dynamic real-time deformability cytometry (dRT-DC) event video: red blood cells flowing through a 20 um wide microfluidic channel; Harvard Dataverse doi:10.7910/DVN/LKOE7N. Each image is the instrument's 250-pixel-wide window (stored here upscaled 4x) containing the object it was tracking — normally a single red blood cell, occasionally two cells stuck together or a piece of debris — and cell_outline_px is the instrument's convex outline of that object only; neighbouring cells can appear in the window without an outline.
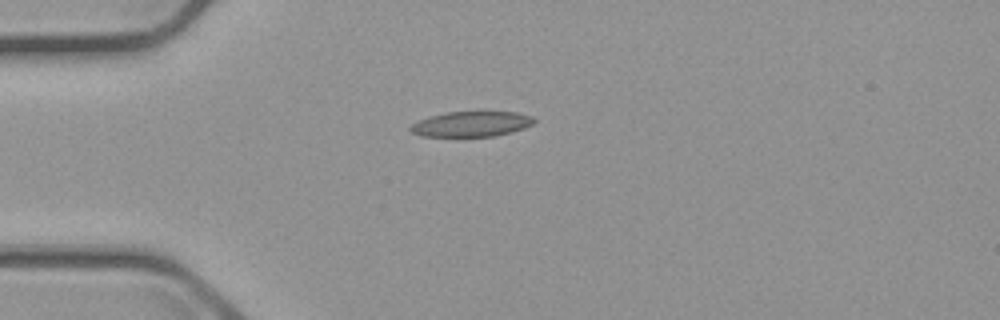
{"species": "common noctule bat (a hibernating species)", "species_latin": "Nyctalus noctula", "temperature_condition": "cold", "stored_images_in_passage": 6, "camera_frame_rate_fps": 3000, "um_per_image_px": 0.085, "animal": {"sex": "male", "body_mass_g": 23.1, "forearm_length_mm": 52.7}, "frame": {"image": 1, "passage_image": 1, "time_ms": 0.0, "image_size_px": [1000, 320], "cell_outline_px": [[536, 120], [532, 124], [524, 128], [512, 132], [496, 136], [420, 136], [412, 132], [408, 128], [412, 124], [428, 116], [448, 112], [516, 112], [532, 116]], "centroid_in_image_um": [40.07, 10.54], "position_along_channel_um": 44.9, "area_um2": 18.15}}
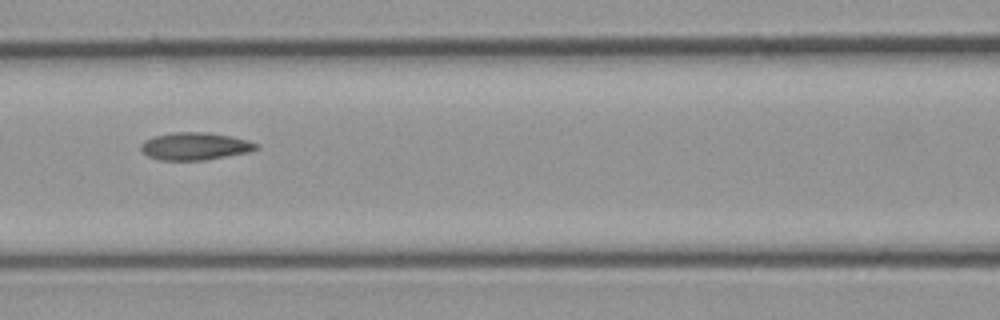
{"frame": {"image": 2, "passage_image": 4, "time_ms": 3.333, "image_size_px": [1000, 320], "cell_outline_px": [[260, 148], [252, 152], [204, 160], [160, 160], [148, 156], [140, 148], [140, 144], [144, 140], [152, 136], [172, 132], [208, 132], [232, 136], [248, 140], [260, 144]], "centroid_in_image_um": [16.62, 12.42], "position_along_channel_um": 150.0, "area_um2": 18.84}}
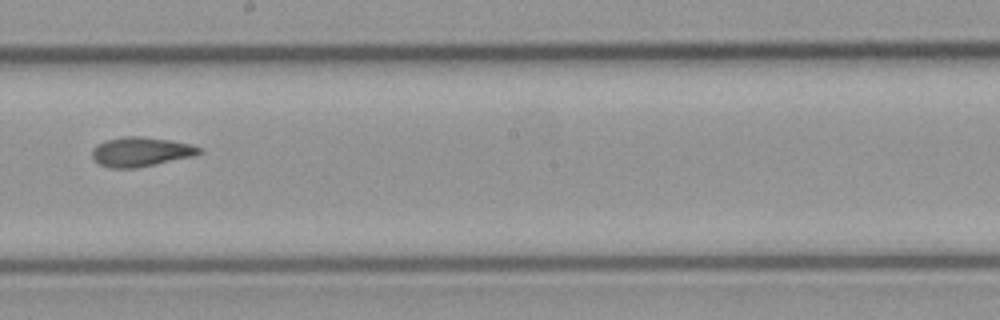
{"frame": {"image": 3, "passage_image": 6, "time_ms": 5.667, "image_size_px": [1000, 320], "cell_outline_px": [[204, 152], [192, 156], [156, 164], [132, 168], [112, 168], [100, 164], [92, 156], [92, 148], [96, 144], [108, 140], [124, 136], [140, 136], [168, 140], [192, 144], [204, 148]], "centroid_in_image_um": [12.0, 12.89], "position_along_channel_um": 236.2, "area_um2": 18.26}}